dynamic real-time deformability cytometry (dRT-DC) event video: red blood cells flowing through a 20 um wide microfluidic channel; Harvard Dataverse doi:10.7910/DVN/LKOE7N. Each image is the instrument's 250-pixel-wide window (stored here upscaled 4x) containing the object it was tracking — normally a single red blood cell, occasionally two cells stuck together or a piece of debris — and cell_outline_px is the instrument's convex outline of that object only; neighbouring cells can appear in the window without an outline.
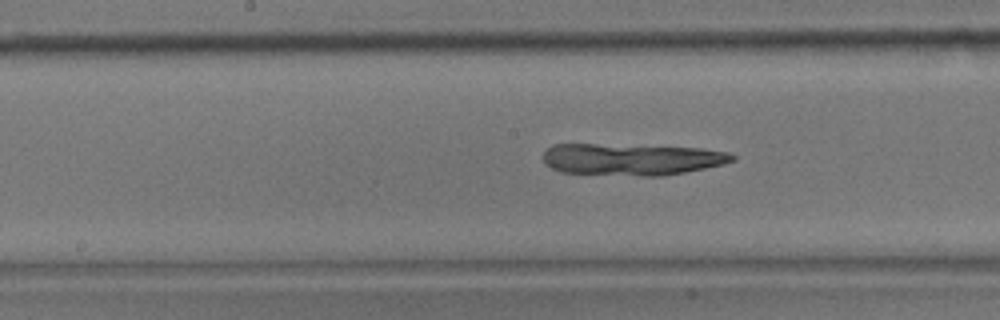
{"species": "common noctule bat (a hibernating species)", "species_latin": "Nyctalus noctula", "temperature_condition": "room temperature", "stored_images_in_passage": 42, "camera_frame_rate_fps": 3000, "um_per_image_px": 0.085, "animal": {"sex": "male", "body_mass_g": 17.9}, "frame": {"image": 1, "passage_image": 24, "time_ms": 7.667, "image_size_px": [1000, 320], "cell_outline_px": [[736, 160], [724, 164], [664, 176], [640, 176], [560, 172], [544, 164], [544, 152], [552, 144], [596, 144], [700, 148], [728, 152], [736, 156]], "centroid_in_image_um": [53.69, 13.54], "position_along_channel_um": 194.5, "area_um2": 34.97}}
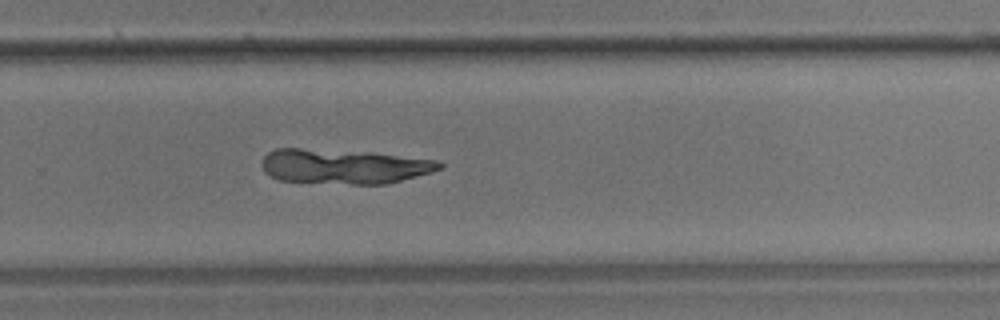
{"frame": {"image": 2, "passage_image": 33, "time_ms": 10.667, "image_size_px": [1000, 320], "cell_outline_px": [[444, 168], [432, 172], [388, 184], [352, 184], [280, 180], [264, 172], [260, 164], [264, 156], [268, 152], [276, 148], [300, 148], [392, 156], [436, 160], [444, 164]], "centroid_in_image_um": [29.18, 14.17], "position_along_channel_um": 300.6, "area_um2": 35.03}}